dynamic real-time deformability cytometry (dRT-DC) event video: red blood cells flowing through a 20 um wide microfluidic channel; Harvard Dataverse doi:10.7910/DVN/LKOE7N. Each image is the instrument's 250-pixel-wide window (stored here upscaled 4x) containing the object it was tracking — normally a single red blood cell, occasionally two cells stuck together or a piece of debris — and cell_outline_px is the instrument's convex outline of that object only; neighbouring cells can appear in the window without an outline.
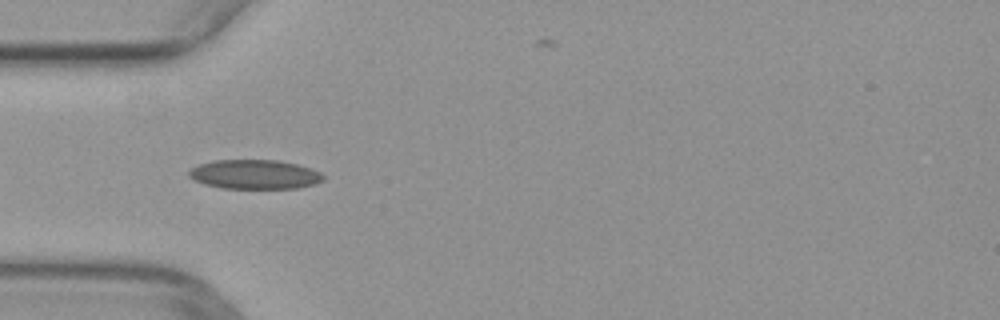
{"species": "common noctule bat (a hibernating species)", "species_latin": "Nyctalus noctula", "temperature_condition": "warm", "stored_images_in_passage": 33, "camera_frame_rate_fps": 3000, "um_per_image_px": 0.085, "animal": {"sex": "female", "body_mass_g": 29.2, "forearm_length_mm": 56.3}, "frame": {"image": 1, "passage_image": 3, "time_ms": 0.667, "image_size_px": [1000, 320], "cell_outline_px": [[324, 180], [312, 184], [296, 188], [220, 188], [204, 184], [188, 176], [188, 172], [192, 168], [200, 164], [216, 160], [276, 160], [296, 164], [320, 172], [324, 176]], "centroid_in_image_um": [21.62, 14.82], "position_along_channel_um": 63.4, "area_um2": 22.66}}
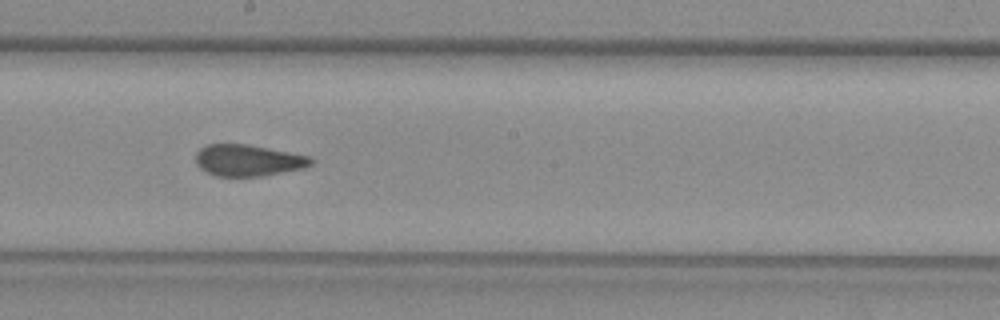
{"frame": {"image": 2, "passage_image": 15, "time_ms": 4.667, "image_size_px": [1000, 320], "cell_outline_px": [[316, 160], [312, 164], [304, 168], [260, 176], [216, 176], [200, 168], [196, 164], [196, 152], [200, 148], [208, 144], [248, 144], [312, 156]], "centroid_in_image_um": [21.12, 13.62], "position_along_channel_um": 227.1, "area_um2": 21.27}}
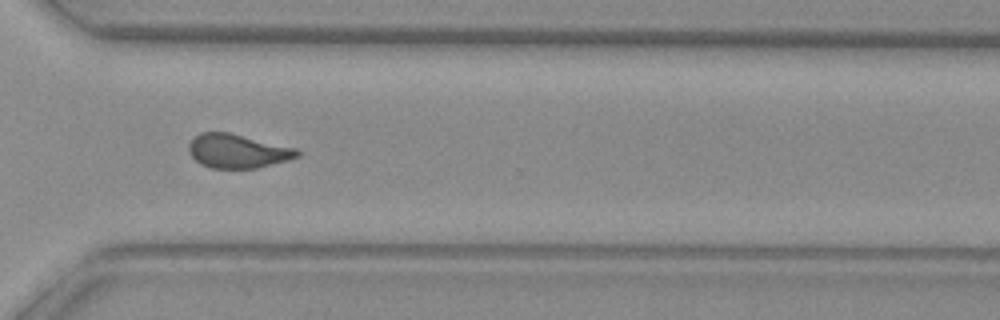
{"frame": {"image": 3, "passage_image": 24, "time_ms": 7.667, "image_size_px": [1000, 320], "cell_outline_px": [[300, 156], [288, 160], [256, 168], [212, 168], [200, 164], [188, 152], [188, 144], [200, 132], [228, 132], [296, 148], [300, 152]], "centroid_in_image_um": [20.18, 12.84], "position_along_channel_um": 350.4, "area_um2": 21.33}}